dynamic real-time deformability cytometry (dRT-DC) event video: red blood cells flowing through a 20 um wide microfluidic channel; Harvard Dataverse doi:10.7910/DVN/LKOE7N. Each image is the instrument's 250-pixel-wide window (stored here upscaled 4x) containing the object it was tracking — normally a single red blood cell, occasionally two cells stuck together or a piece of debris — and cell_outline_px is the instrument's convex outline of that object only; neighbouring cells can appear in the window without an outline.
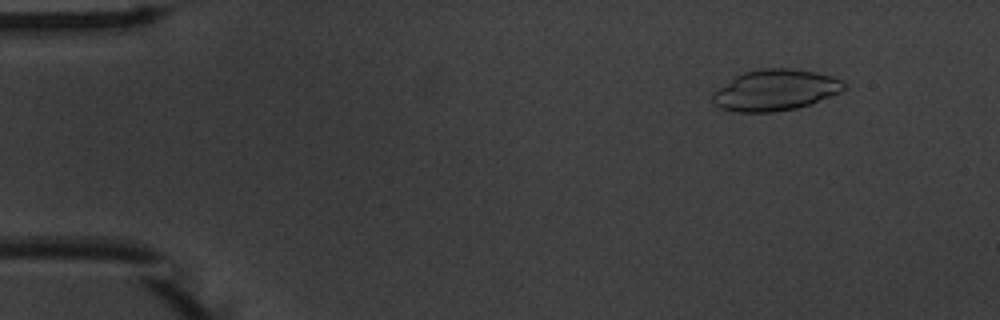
{"species": "common noctule bat (a hibernating species)", "species_latin": "Nyctalus noctula", "temperature_condition": "warm", "stored_images_in_passage": 53, "camera_frame_rate_fps": 3000, "um_per_image_px": 0.085, "animal": {"sex": "male", "body_mass_g": 20.1, "forearm_length_mm": 53.5}, "frame": {"image": 1, "passage_image": 5, "time_ms": 1.333, "image_size_px": [1000, 320], "cell_outline_px": [[844, 88], [840, 92], [812, 104], [796, 108], [772, 112], [740, 112], [720, 108], [712, 100], [712, 92], [736, 76], [744, 72], [764, 68], [792, 68], [816, 72], [832, 76], [844, 80]], "centroid_in_image_um": [65.92, 7.65], "position_along_channel_um": 19.1, "area_um2": 31.39}}
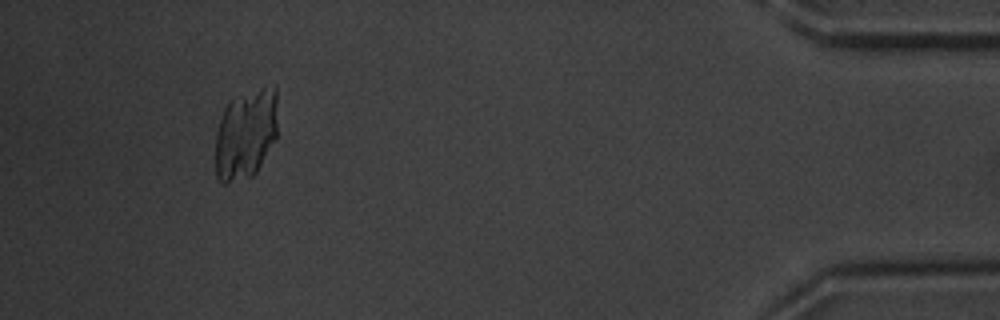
{"frame": {"image": 2, "passage_image": 49, "time_ms": 16.0, "image_size_px": [1000, 320], "cell_outline_px": [[276, 140], [256, 172], [252, 176], [224, 184], [216, 176], [216, 132], [224, 108], [232, 100], [260, 88], [276, 84]], "centroid_in_image_um": [20.9, 11.42], "position_along_channel_um": 414.3, "area_um2": 32.48}}